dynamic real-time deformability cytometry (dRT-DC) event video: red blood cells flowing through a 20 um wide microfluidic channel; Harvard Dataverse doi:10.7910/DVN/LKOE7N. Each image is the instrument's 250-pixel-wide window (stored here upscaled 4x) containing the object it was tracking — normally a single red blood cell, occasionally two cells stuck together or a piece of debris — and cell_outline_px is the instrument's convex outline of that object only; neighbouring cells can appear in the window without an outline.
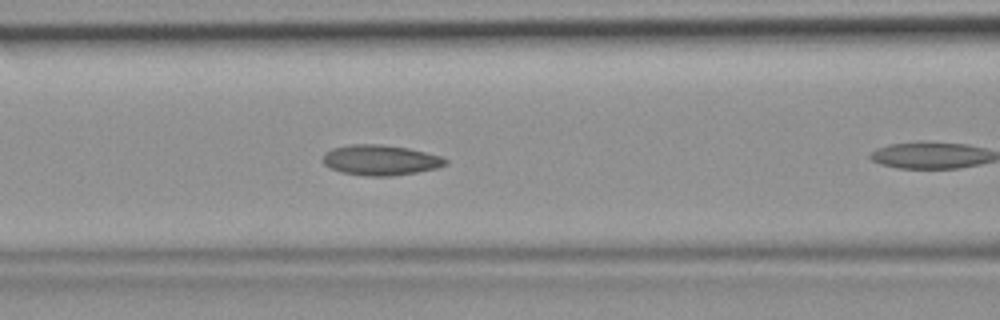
{"species": "common noctule bat (a hibernating species)", "species_latin": "Nyctalus noctula", "temperature_condition": "room temperature", "stored_images_in_passage": 10, "camera_frame_rate_fps": 3000, "um_per_image_px": 0.085, "animal": {"sex": "female", "body_mass_g": 19.9}, "frame": {"image": 1, "passage_image": 9, "time_ms": 2.667, "image_size_px": [1000, 320], "cell_outline_px": [[448, 164], [436, 168], [416, 172], [392, 176], [364, 176], [340, 172], [324, 164], [320, 160], [324, 152], [332, 148], [352, 144], [380, 144], [408, 148], [440, 156], [448, 160]], "centroid_in_image_um": [32.29, 13.61], "position_along_channel_um": 134.3, "area_um2": 21.79}}